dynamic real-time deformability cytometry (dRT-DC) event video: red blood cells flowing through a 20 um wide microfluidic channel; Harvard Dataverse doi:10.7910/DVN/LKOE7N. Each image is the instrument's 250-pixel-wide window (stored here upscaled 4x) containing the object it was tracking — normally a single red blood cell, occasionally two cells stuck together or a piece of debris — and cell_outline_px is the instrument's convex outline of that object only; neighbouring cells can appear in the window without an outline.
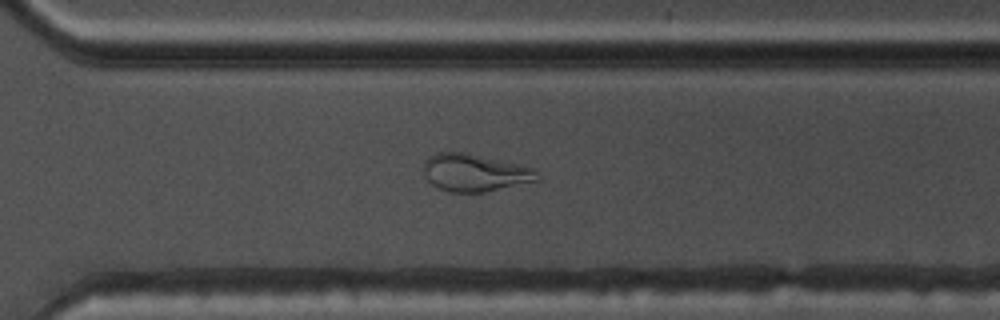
{"species": "common noctule bat (a hibernating species)", "species_latin": "Nyctalus noctula", "temperature_condition": "warm", "stored_images_in_passage": 52, "camera_frame_rate_fps": 3000, "um_per_image_px": 0.085, "animal": {"sex": "male", "body_mass_g": 17.5, "forearm_length_mm": 52.3}, "frame": {"image": 1, "passage_image": 37, "time_ms": 12.0, "image_size_px": [1000, 320], "cell_outline_px": [[540, 180], [484, 192], [448, 192], [432, 184], [424, 176], [424, 164], [428, 156], [436, 152], [464, 152], [520, 164], [536, 168], [540, 176]], "centroid_in_image_um": [40.38, 14.67], "position_along_channel_um": 330.2, "area_um2": 24.97}}
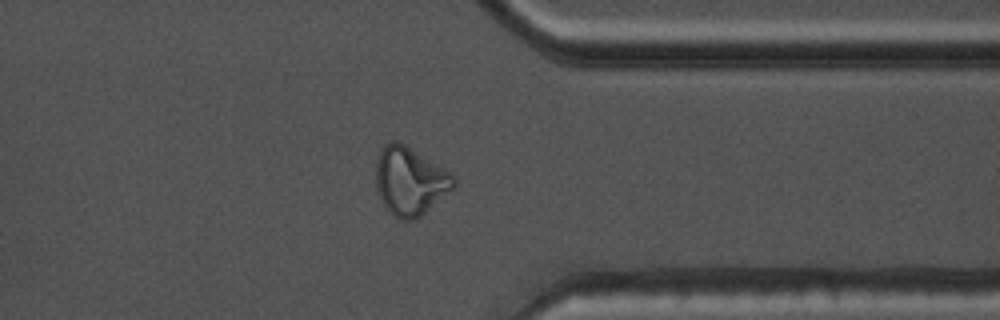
{"frame": {"image": 2, "passage_image": 41, "time_ms": 13.333, "image_size_px": [1000, 320], "cell_outline_px": [[456, 188], [420, 216], [412, 220], [400, 220], [384, 204], [376, 188], [376, 160], [384, 144], [392, 140], [396, 140], [404, 144], [456, 176]], "centroid_in_image_um": [34.87, 15.38], "position_along_channel_um": 376.5, "area_um2": 30.69}}
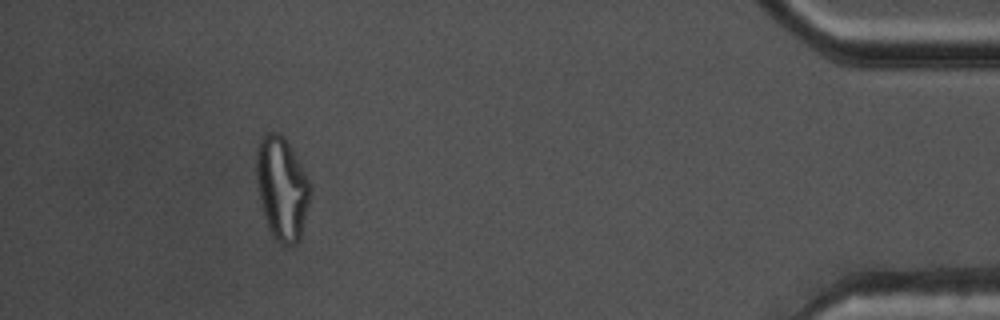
{"frame": {"image": 3, "passage_image": 48, "time_ms": 15.667, "image_size_px": [1000, 320], "cell_outline_px": [[312, 196], [300, 240], [296, 244], [288, 248], [276, 240], [272, 236], [268, 228], [264, 216], [260, 200], [256, 180], [256, 152], [260, 140], [264, 132], [280, 132], [284, 136], [304, 172], [312, 188]], "centroid_in_image_um": [23.97, 16.05], "position_along_channel_um": 411.2, "area_um2": 32.83}, "authors_computed_cell_mechanics": {"area_um2": 26.2701, "velocity_mm_per_s": 3.8067, "shape_relaxation_time_tau1_ms": null, "shape_relaxation_time_tau2_ms": 1.289, "deformation_change_tau1": null, "deformation_change_tau2": 0.0626}}